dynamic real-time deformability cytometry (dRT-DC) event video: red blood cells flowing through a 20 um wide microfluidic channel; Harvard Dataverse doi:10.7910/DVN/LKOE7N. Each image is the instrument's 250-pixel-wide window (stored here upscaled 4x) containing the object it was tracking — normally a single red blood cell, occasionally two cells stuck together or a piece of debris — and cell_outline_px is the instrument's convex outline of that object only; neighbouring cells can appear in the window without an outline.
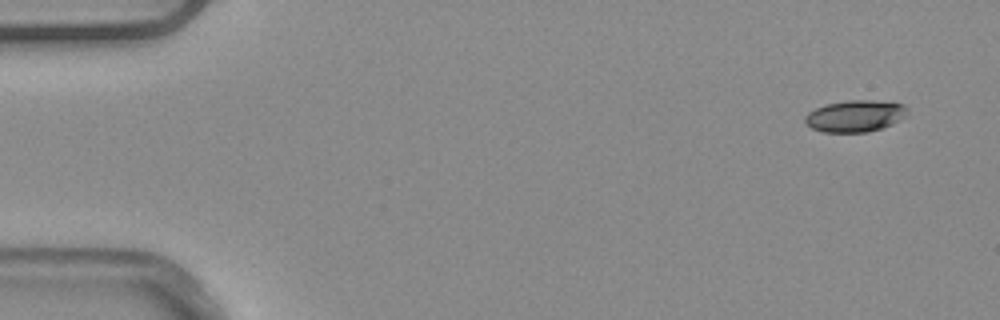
{"species": "common noctule bat (a hibernating species)", "species_latin": "Nyctalus noctula", "temperature_condition": "warm", "stored_images_in_passage": 5, "camera_frame_rate_fps": 3000, "um_per_image_px": 0.085, "animal": {"sex": "male", "body_mass_g": 20.4}, "frame": {"image": 1, "passage_image": 1, "time_ms": 0.0, "image_size_px": [1000, 320], "cell_outline_px": [[908, 116], [892, 124], [868, 132], [824, 132], [812, 128], [804, 120], [804, 116], [808, 112], [816, 108], [828, 104], [848, 100], [872, 100], [904, 104], [908, 108]], "centroid_in_image_um": [72.72, 9.86], "position_along_channel_um": 12.3, "area_um2": 18.9}}